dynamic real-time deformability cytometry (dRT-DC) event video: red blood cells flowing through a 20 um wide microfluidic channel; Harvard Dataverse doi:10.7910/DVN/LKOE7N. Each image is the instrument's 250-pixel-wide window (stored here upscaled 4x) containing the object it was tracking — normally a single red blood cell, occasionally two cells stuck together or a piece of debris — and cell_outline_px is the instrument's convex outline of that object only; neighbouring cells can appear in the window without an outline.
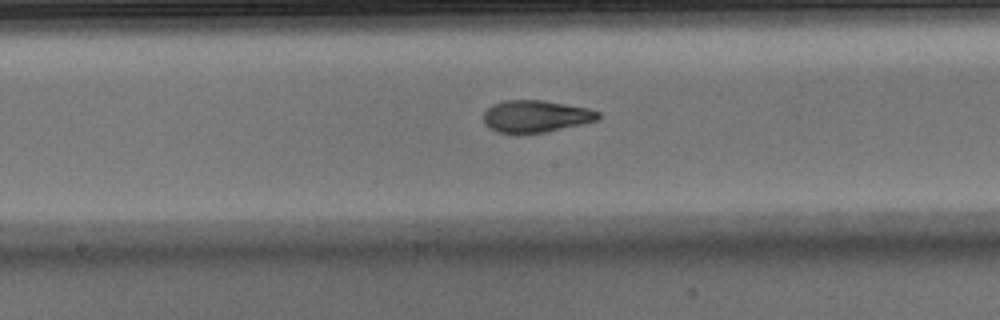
{"species": "Egyptian fruit bat (a non-hibernating species)", "species_latin": "Rousettus aegyptiacus", "temperature_condition": "warm", "stored_images_in_passage": 27, "camera_frame_rate_fps": 3000, "um_per_image_px": 0.085, "animal": {"sex": "male"}, "frame": {"image": 1, "passage_image": 12, "time_ms": 3.667, "image_size_px": [1000, 320], "cell_outline_px": [[600, 120], [544, 132], [524, 136], [520, 136], [496, 132], [488, 128], [484, 124], [484, 112], [492, 104], [504, 100], [544, 100], [588, 108], [600, 112]], "centroid_in_image_um": [45.5, 9.92], "position_along_channel_um": 202.7, "area_um2": 22.08}}